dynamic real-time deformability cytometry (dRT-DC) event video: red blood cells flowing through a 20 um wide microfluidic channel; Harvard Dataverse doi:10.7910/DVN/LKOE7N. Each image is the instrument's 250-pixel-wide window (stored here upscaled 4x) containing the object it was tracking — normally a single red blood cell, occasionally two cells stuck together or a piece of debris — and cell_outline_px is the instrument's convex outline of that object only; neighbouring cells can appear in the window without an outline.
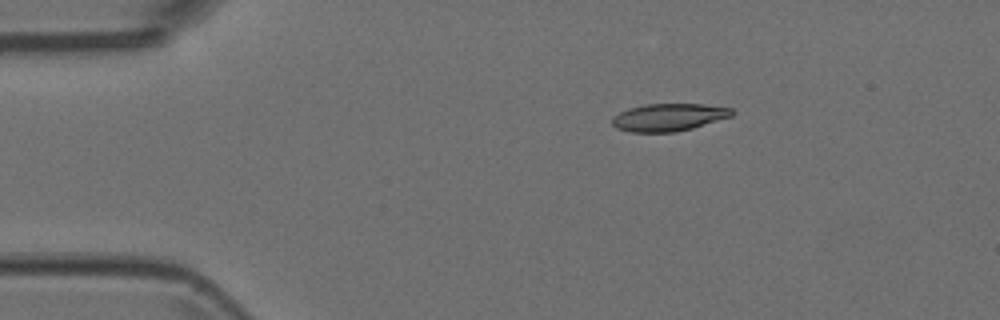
{"species": "Egyptian fruit bat (a non-hibernating species)", "species_latin": "Rousettus aegyptiacus", "temperature_condition": "room temperature", "stored_images_in_passage": 4, "camera_frame_rate_fps": 3000, "um_per_image_px": 0.085, "animal": {"sex": "female"}, "frame": {"image": 1, "passage_image": 1, "time_ms": 0.0, "image_size_px": [1000, 320], "cell_outline_px": [[736, 112], [732, 116], [692, 128], [672, 132], [632, 132], [616, 128], [612, 124], [612, 116], [628, 108], [644, 104], [704, 104], [732, 108]], "centroid_in_image_um": [56.84, 9.96], "position_along_channel_um": 28.2, "area_um2": 19.25}}
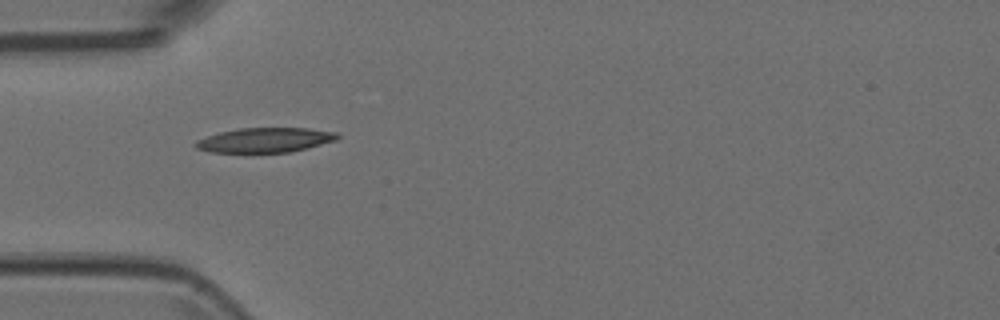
{"frame": {"image": 2, "passage_image": 3, "time_ms": 0.667, "image_size_px": [1000, 320], "cell_outline_px": [[340, 136], [336, 140], [308, 148], [288, 152], [212, 152], [196, 148], [192, 144], [196, 140], [220, 132], [240, 128], [308, 128], [336, 132]], "centroid_in_image_um": [22.53, 11.9], "position_along_channel_um": 62.5, "area_um2": 20.29}}
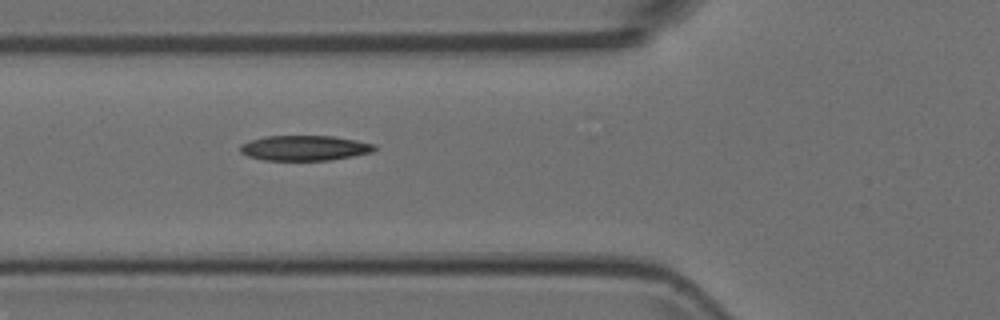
{"frame": {"image": 3, "passage_image": 4, "time_ms": 1.0, "image_size_px": [1000, 320], "cell_outline_px": [[376, 148], [372, 152], [352, 156], [328, 160], [264, 160], [248, 156], [240, 152], [240, 144], [264, 136], [332, 136], [356, 140], [376, 144]], "centroid_in_image_um": [25.89, 12.58], "position_along_channel_um": 99.9, "area_um2": 19.59}}